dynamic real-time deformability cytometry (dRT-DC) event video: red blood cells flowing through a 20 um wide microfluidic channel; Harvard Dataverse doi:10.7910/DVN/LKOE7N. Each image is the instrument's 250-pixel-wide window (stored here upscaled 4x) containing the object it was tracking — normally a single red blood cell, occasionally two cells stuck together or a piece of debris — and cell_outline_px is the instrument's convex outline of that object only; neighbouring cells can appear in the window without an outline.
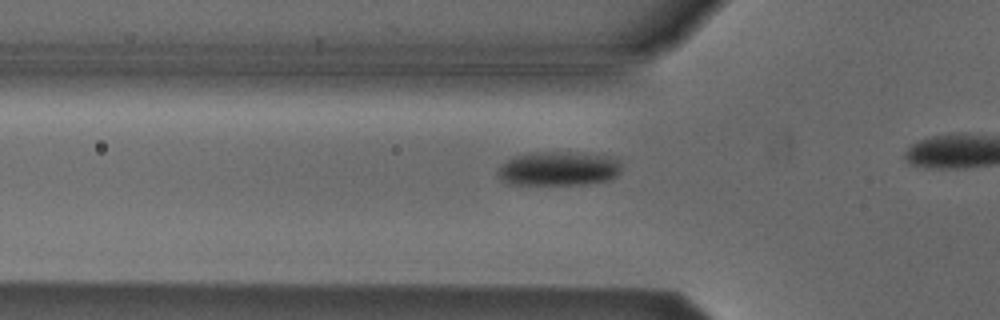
{"species": "Egyptian fruit bat (a non-hibernating species)", "species_latin": "Rousettus aegyptiacus", "temperature_condition": "cold", "stored_images_in_passage": 18, "camera_frame_rate_fps": 3000, "um_per_image_px": 0.085, "animal": {"sex": "male"}, "frame": {"image": 1, "passage_image": 13, "time_ms": 4.0, "image_size_px": [1000, 320], "cell_outline_px": [[620, 172], [616, 176], [608, 180], [584, 184], [508, 184], [500, 180], [496, 176], [496, 172], [500, 164], [516, 156], [532, 152], [568, 152], [608, 156], [620, 160]], "centroid_in_image_um": [47.43, 14.34], "position_along_channel_um": 78.4, "area_um2": 24.68}}
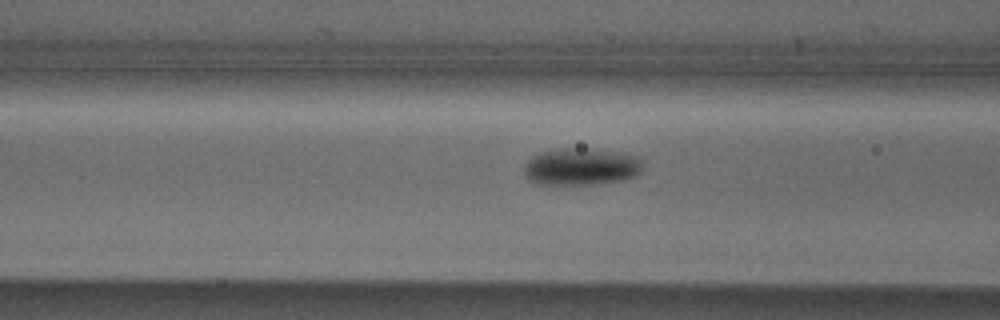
{"frame": {"image": 2, "passage_image": 16, "time_ms": 5.0, "image_size_px": [1000, 320], "cell_outline_px": [[640, 172], [636, 176], [624, 180], [596, 184], [532, 184], [524, 176], [524, 164], [532, 156], [540, 152], [560, 148], [588, 148], [620, 152], [640, 156]], "centroid_in_image_um": [49.36, 14.17], "position_along_channel_um": 117.2, "area_um2": 26.07}}